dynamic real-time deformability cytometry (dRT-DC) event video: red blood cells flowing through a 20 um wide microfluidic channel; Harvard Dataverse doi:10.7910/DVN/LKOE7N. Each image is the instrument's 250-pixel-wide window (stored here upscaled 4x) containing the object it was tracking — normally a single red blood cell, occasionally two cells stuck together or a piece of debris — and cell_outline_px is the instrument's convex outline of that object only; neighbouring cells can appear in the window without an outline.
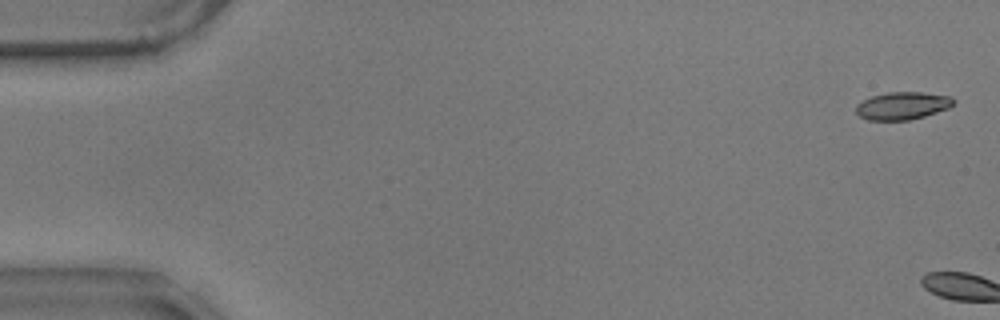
{"species": "common noctule bat (a hibernating species)", "species_latin": "Nyctalus noctula", "temperature_condition": "warm", "stored_images_in_passage": 5, "camera_frame_rate_fps": 3000, "um_per_image_px": 0.085, "animal": {"sex": "male", "body_mass_g": 17.9}, "frame": {"image": 1, "passage_image": 2, "time_ms": 0.333, "image_size_px": [1000, 320], "cell_outline_px": [[956, 100], [948, 108], [924, 116], [908, 120], [868, 120], [860, 116], [856, 112], [856, 104], [872, 96], [888, 92], [920, 92], [952, 96]], "centroid_in_image_um": [76.71, 8.98], "position_along_channel_um": 8.3, "area_um2": 15.61}}